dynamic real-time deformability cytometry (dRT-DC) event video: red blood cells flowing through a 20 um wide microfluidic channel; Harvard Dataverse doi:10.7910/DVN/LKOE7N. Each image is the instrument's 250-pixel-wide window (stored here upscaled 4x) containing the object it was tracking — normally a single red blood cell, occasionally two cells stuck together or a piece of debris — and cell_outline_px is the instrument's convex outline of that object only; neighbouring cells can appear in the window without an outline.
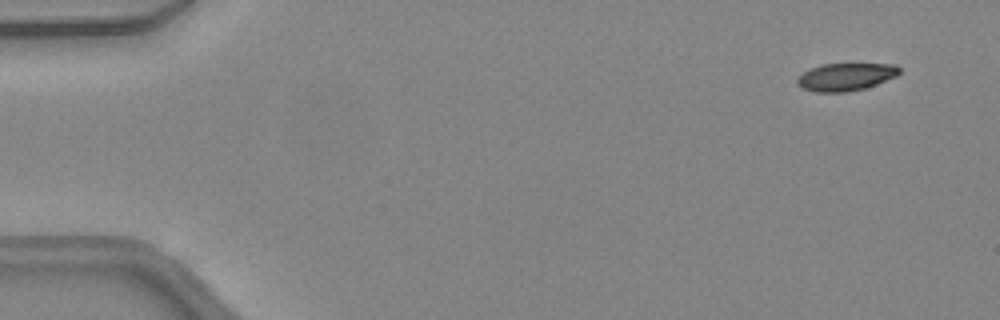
{"species": "common noctule bat (a hibernating species)", "species_latin": "Nyctalus noctula", "temperature_condition": "warm", "stored_images_in_passage": 44, "camera_frame_rate_fps": 3000, "um_per_image_px": 0.085, "animal": {"sex": "female", "body_mass_g": 24.6, "forearm_length_mm": 56.2}, "frame": {"image": 1, "passage_image": 4, "time_ms": 1.0, "image_size_px": [1000, 320], "cell_outline_px": [[900, 72], [896, 76], [876, 84], [864, 88], [848, 92], [812, 92], [796, 84], [796, 80], [804, 72], [812, 68], [824, 64], [896, 64], [900, 68]], "centroid_in_image_um": [71.89, 6.54], "position_along_channel_um": 13.1, "area_um2": 16.3}}
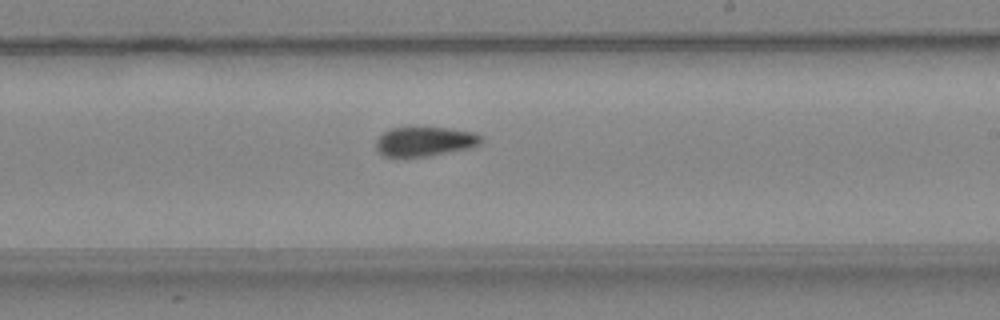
{"frame": {"image": 2, "passage_image": 29, "time_ms": 9.333, "image_size_px": [1000, 320], "cell_outline_px": [[484, 140], [476, 148], [432, 156], [400, 160], [384, 156], [376, 152], [376, 140], [384, 132], [392, 128], [448, 128], [476, 132], [484, 136]], "centroid_in_image_um": [36.15, 12.09], "position_along_channel_um": 252.8, "area_um2": 19.13}}
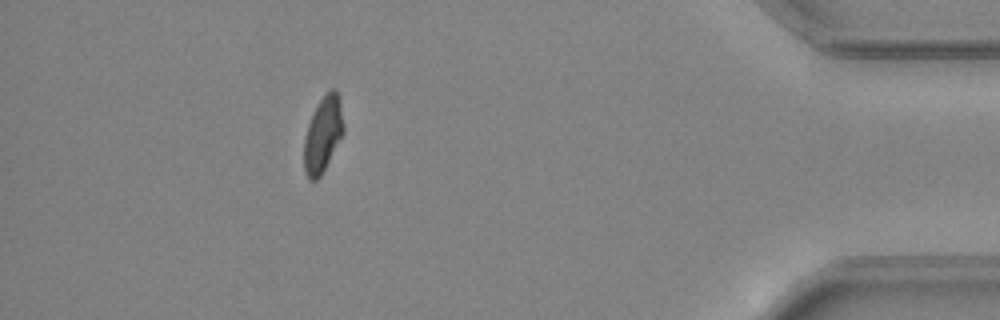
{"frame": {"image": 3, "passage_image": 43, "time_ms": 14.0, "image_size_px": [1000, 320], "cell_outline_px": [[344, 132], [320, 176], [316, 180], [308, 180], [304, 172], [304, 140], [308, 124], [312, 112], [320, 100], [332, 88], [336, 88], [340, 100], [344, 124]], "centroid_in_image_um": [27.44, 11.41], "position_along_channel_um": 407.8, "area_um2": 17.34}}